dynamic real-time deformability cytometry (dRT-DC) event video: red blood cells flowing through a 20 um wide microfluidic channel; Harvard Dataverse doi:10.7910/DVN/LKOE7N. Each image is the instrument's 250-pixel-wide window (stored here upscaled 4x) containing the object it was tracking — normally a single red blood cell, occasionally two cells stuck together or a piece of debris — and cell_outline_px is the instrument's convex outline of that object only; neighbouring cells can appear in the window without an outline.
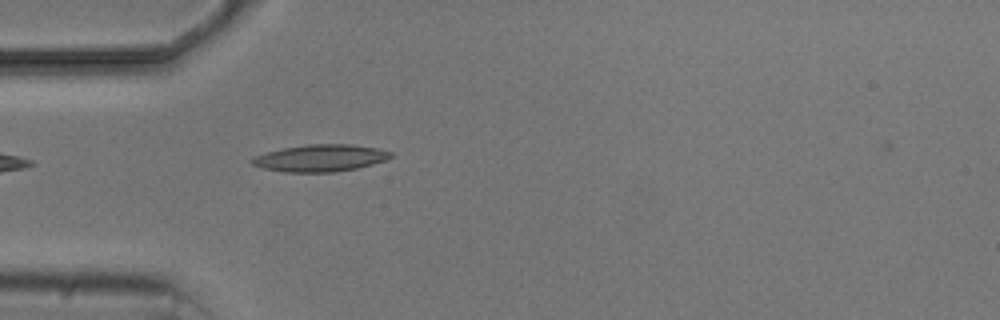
{"species": "common noctule bat (a hibernating species)", "species_latin": "Nyctalus noctula", "temperature_condition": "cold", "stored_images_in_passage": 2, "camera_frame_rate_fps": 3000, "um_per_image_px": 0.085, "animal": {"sex": "male", "body_mass_g": 20.5, "forearm_length_mm": 52.5}, "frame": {"image": 1, "passage_image": 2, "time_ms": 1.0, "image_size_px": [1000, 320], "cell_outline_px": [[392, 156], [384, 160], [372, 164], [356, 168], [336, 172], [284, 172], [264, 168], [252, 164], [252, 160], [256, 156], [280, 148], [308, 144], [352, 144], [376, 148], [392, 152]], "centroid_in_image_um": [27.24, 13.43], "position_along_channel_um": 57.8, "area_um2": 21.62}}